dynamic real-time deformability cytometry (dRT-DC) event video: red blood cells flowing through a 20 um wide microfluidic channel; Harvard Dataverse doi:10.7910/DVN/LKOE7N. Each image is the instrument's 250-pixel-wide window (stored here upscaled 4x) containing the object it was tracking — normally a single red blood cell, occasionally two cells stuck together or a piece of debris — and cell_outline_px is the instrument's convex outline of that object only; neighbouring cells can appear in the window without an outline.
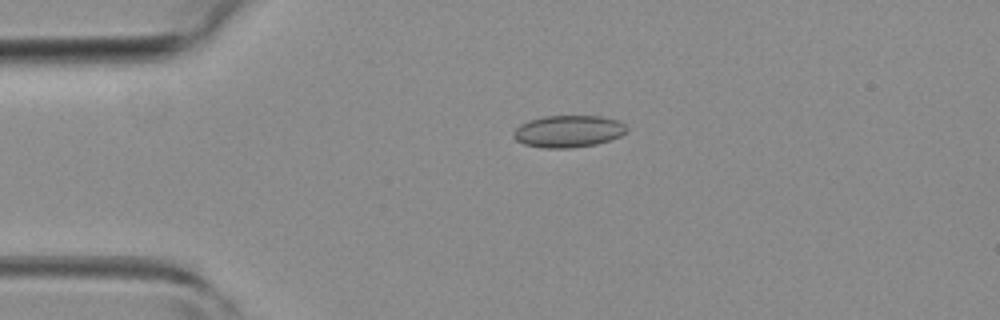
{"species": "common noctule bat (a hibernating species)", "species_latin": "Nyctalus noctula", "temperature_condition": "room temperature", "stored_images_in_passage": 2, "camera_frame_rate_fps": 3000, "um_per_image_px": 0.085, "animal": {"sex": "female", "body_mass_g": 19.3, "forearm_length_mm": 54.1}, "frame": {"image": 1, "passage_image": 1, "time_ms": 0.0, "image_size_px": [1000, 320], "cell_outline_px": [[628, 132], [620, 136], [596, 144], [572, 148], [544, 148], [524, 144], [516, 140], [512, 136], [512, 132], [520, 124], [528, 120], [544, 116], [600, 116], [620, 120], [628, 128]], "centroid_in_image_um": [48.31, 11.16], "position_along_channel_um": 36.7, "area_um2": 21.33}}